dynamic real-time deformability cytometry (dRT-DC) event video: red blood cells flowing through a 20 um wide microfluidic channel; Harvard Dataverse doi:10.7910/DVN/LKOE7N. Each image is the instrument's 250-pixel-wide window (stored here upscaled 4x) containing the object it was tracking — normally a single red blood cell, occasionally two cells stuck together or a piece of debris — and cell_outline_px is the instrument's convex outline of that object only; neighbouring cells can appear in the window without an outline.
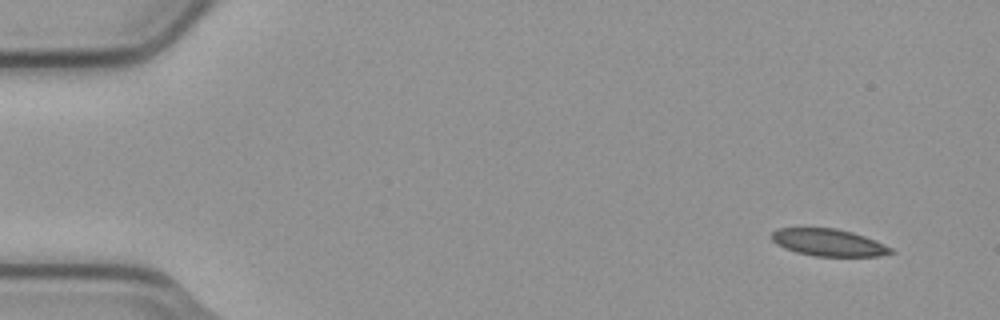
{"species": "common noctule bat (a hibernating species)", "species_latin": "Nyctalus noctula", "temperature_condition": "cold", "stored_images_in_passage": 8, "camera_frame_rate_fps": 3000, "um_per_image_px": 0.085, "animal": {"sex": "male", "body_mass_g": 23.1, "forearm_length_mm": 52.7}, "frame": {"image": 1, "passage_image": 1, "time_ms": 0.0, "image_size_px": [1000, 320], "cell_outline_px": [[896, 252], [880, 256], [816, 256], [796, 252], [784, 248], [776, 244], [772, 240], [772, 232], [776, 228], [836, 228], [852, 232], [864, 236], [884, 244], [892, 248]], "centroid_in_image_um": [70.42, 20.61], "position_along_channel_um": 14.6, "area_um2": 18.84}}
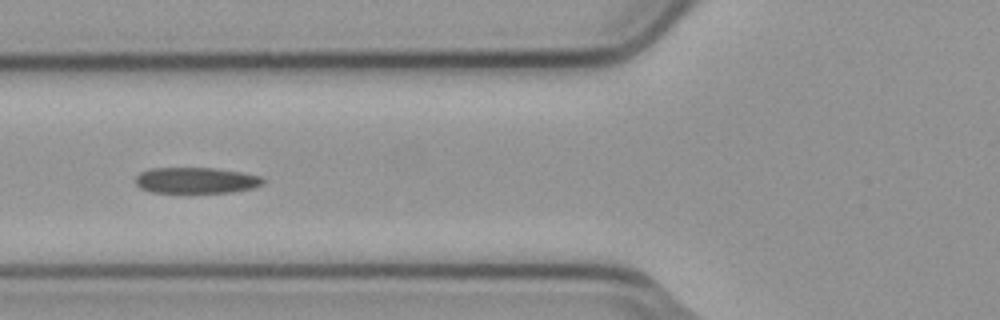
{"frame": {"image": 2, "passage_image": 6, "time_ms": 1.667, "image_size_px": [1000, 320], "cell_outline_px": [[264, 184], [252, 188], [232, 192], [148, 192], [140, 188], [136, 184], [136, 176], [140, 172], [152, 168], [212, 168], [240, 172], [260, 176], [264, 180]], "centroid_in_image_um": [16.64, 15.33], "position_along_channel_um": 109.2, "area_um2": 19.19}}
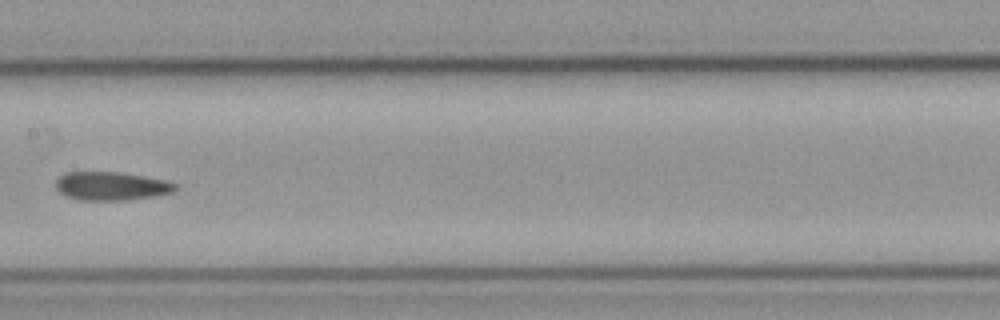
{"frame": {"image": 3, "passage_image": 8, "time_ms": 2.333, "image_size_px": [1000, 320], "cell_outline_px": [[180, 188], [172, 192], [156, 196], [128, 200], [80, 200], [68, 196], [60, 192], [56, 188], [56, 180], [64, 172], [116, 172], [164, 180], [176, 184]], "centroid_in_image_um": [9.46, 15.82], "position_along_channel_um": 197.9, "area_um2": 19.71}}